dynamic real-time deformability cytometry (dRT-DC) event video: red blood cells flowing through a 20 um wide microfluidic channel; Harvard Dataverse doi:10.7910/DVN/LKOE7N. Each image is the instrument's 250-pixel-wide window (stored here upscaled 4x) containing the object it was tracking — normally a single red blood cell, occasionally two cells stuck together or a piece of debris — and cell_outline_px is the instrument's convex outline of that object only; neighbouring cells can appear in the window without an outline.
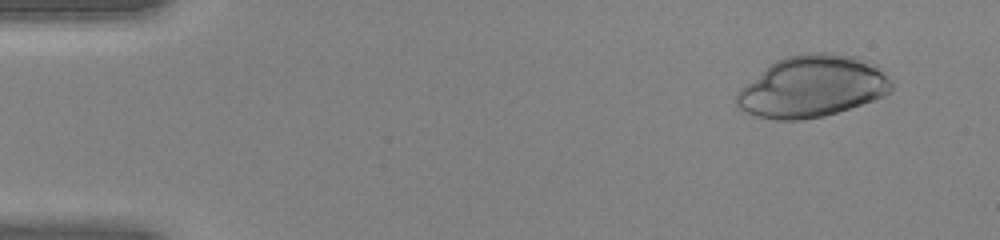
{"species": "human", "species_latin": "Homo sapiens", "temperature_condition": "warm", "stored_images_in_passage": 45, "camera_frame_rate_fps": 3000, "um_per_image_px": 0.085, "donor": {"sex": "female"}, "frame": {"image": 1, "passage_image": 4, "time_ms": 1.0, "image_size_px": [1000, 240], "cell_outline_px": [[892, 92], [884, 96], [824, 116], [800, 120], [776, 120], [756, 116], [740, 108], [736, 104], [736, 92], [740, 88], [776, 60], [788, 56], [804, 52], [832, 52], [860, 56], [876, 64], [892, 80]], "centroid_in_image_um": [69.08, 7.33], "position_along_channel_um": 15.9, "area_um2": 55.89}}
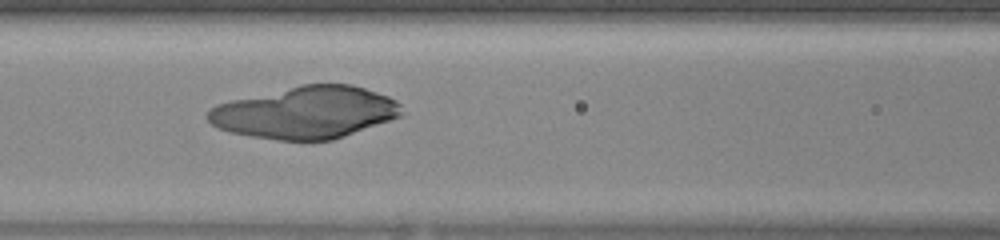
{"frame": {"image": 2, "passage_image": 20, "time_ms": 6.333, "image_size_px": [1000, 240], "cell_outline_px": [[404, 116], [332, 140], [276, 140], [252, 136], [232, 132], [220, 128], [212, 124], [204, 116], [216, 104], [232, 100], [300, 84], [352, 84], [388, 96], [396, 100], [400, 104]], "centroid_in_image_um": [26.0, 9.55], "position_along_channel_um": 140.6, "area_um2": 58.72}}
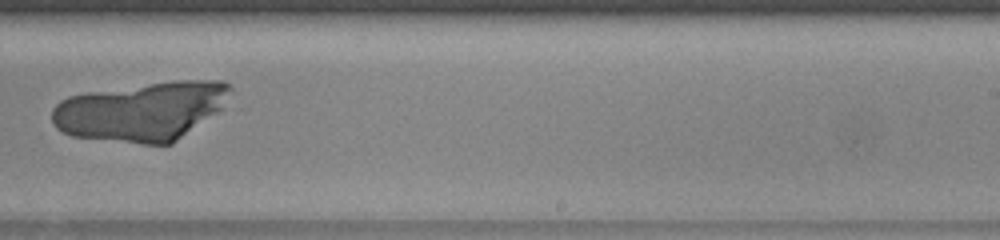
{"frame": {"image": 3, "passage_image": 29, "time_ms": 9.333, "image_size_px": [1000, 240], "cell_outline_px": [[232, 88], [220, 108], [216, 112], [172, 144], [144, 144], [72, 136], [56, 128], [52, 124], [52, 108], [60, 100], [68, 96], [88, 92], [176, 80], [224, 80]], "centroid_in_image_um": [11.99, 9.45], "position_along_channel_um": 277.0, "area_um2": 60.69}}